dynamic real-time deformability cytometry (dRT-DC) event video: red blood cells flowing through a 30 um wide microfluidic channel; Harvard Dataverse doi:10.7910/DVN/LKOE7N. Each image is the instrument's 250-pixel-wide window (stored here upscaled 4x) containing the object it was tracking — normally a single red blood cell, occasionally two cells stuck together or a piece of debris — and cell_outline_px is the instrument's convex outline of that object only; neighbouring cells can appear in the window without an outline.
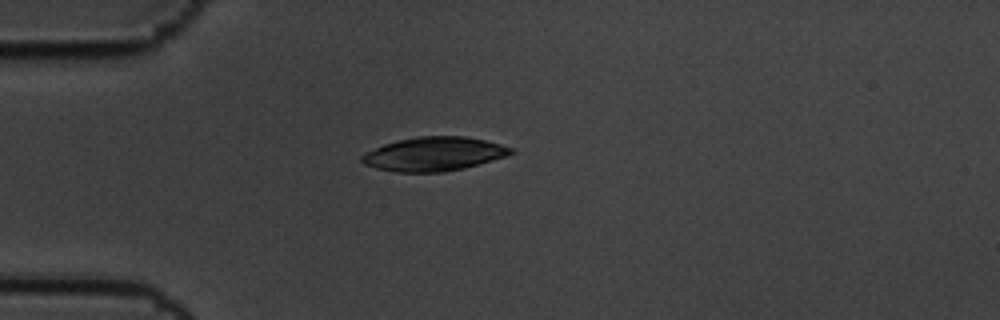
{"species": "common noctule bat (a hibernating species)", "species_latin": "Nyctalus noctula", "temperature_condition": "cold", "stored_images_in_passage": 2, "camera_frame_rate_fps": 3000, "um_per_image_px": 0.085, "animal": {"sex": "male", "body_mass_g": 19.5, "forearm_length_mm": 54.6}, "frame": {"image": 1, "passage_image": 1, "time_ms": 0.0, "image_size_px": [1000, 320], "cell_outline_px": [[516, 152], [504, 156], [464, 168], [444, 172], [396, 172], [376, 168], [364, 164], [360, 160], [360, 156], [364, 152], [384, 144], [416, 136], [464, 136], [484, 140], [516, 148]], "centroid_in_image_um": [36.86, 13.09], "position_along_channel_um": 48.1, "area_um2": 29.42}}